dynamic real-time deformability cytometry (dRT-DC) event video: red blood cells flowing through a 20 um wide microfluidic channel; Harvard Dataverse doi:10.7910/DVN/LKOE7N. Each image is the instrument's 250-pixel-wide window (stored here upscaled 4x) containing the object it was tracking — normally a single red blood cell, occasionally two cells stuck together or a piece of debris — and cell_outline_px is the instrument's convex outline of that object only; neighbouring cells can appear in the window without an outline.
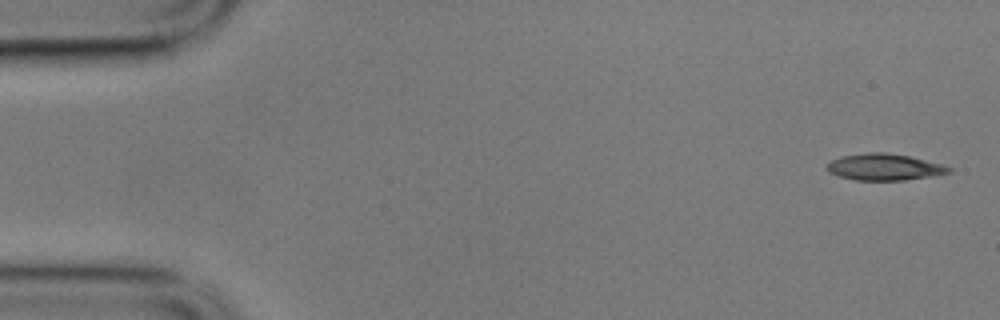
{"species": "common noctule bat (a hibernating species)", "species_latin": "Nyctalus noctula", "temperature_condition": "cold", "stored_images_in_passage": 5, "camera_frame_rate_fps": 3000, "um_per_image_px": 0.085, "animal": {"sex": "male", "body_mass_g": 17.9}, "frame": {"image": 1, "passage_image": 1, "time_ms": 0.0, "image_size_px": [1000, 320], "cell_outline_px": [[952, 172], [936, 176], [904, 180], [856, 180], [840, 176], [828, 172], [828, 164], [832, 160], [840, 156], [868, 152], [884, 152], [912, 156], [940, 164], [952, 168]], "centroid_in_image_um": [75.21, 14.19], "position_along_channel_um": 9.8, "area_um2": 18.9}}
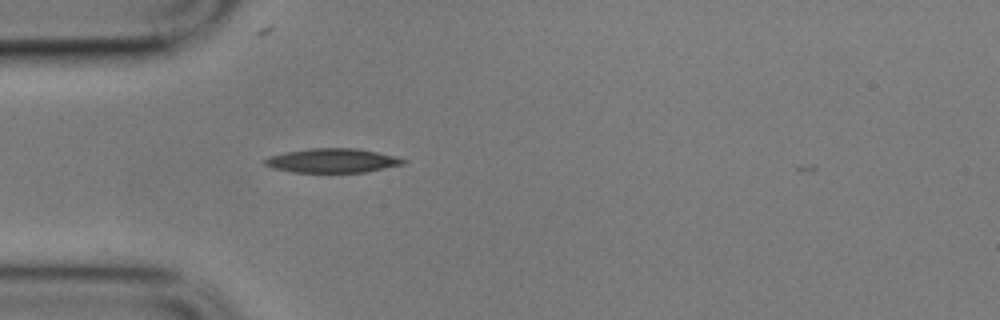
{"frame": {"image": 2, "passage_image": 5, "time_ms": 1.333, "image_size_px": [1000, 320], "cell_outline_px": [[408, 160], [404, 164], [364, 172], [292, 172], [272, 168], [264, 164], [260, 160], [268, 156], [284, 152], [308, 148], [356, 148], [376, 152]], "centroid_in_image_um": [28.16, 13.64], "position_along_channel_um": 56.8, "area_um2": 19.54}}